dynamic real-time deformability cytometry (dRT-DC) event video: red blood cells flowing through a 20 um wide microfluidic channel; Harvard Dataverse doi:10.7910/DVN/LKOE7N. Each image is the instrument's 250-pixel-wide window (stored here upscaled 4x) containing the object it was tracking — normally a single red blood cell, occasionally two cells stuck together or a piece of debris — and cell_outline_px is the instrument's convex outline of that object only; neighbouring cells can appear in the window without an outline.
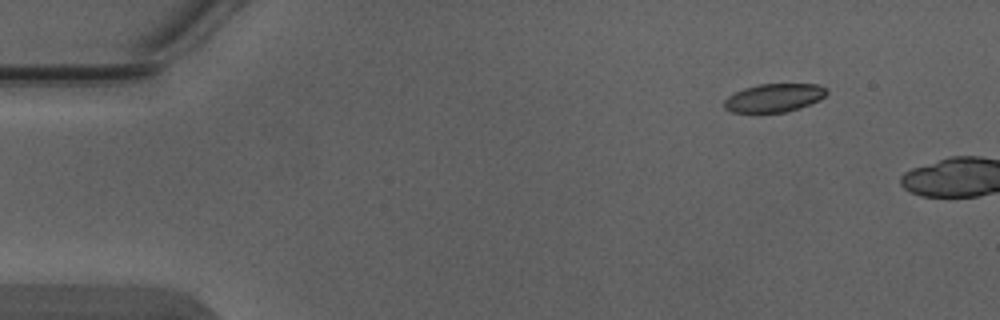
{"species": "Egyptian fruit bat (a non-hibernating species)", "species_latin": "Rousettus aegyptiacus", "temperature_condition": "warm", "stored_images_in_passage": 3, "camera_frame_rate_fps": 3000, "um_per_image_px": 0.085, "animal": {"sex": "male"}, "frame": {"image": 1, "passage_image": 2, "time_ms": 0.333, "image_size_px": [1000, 320], "cell_outline_px": [[828, 92], [820, 100], [800, 108], [788, 112], [732, 112], [724, 108], [724, 100], [728, 96], [744, 88], [760, 84], [816, 84], [828, 88]], "centroid_in_image_um": [65.82, 8.31], "position_along_channel_um": 19.2, "area_um2": 16.94}}